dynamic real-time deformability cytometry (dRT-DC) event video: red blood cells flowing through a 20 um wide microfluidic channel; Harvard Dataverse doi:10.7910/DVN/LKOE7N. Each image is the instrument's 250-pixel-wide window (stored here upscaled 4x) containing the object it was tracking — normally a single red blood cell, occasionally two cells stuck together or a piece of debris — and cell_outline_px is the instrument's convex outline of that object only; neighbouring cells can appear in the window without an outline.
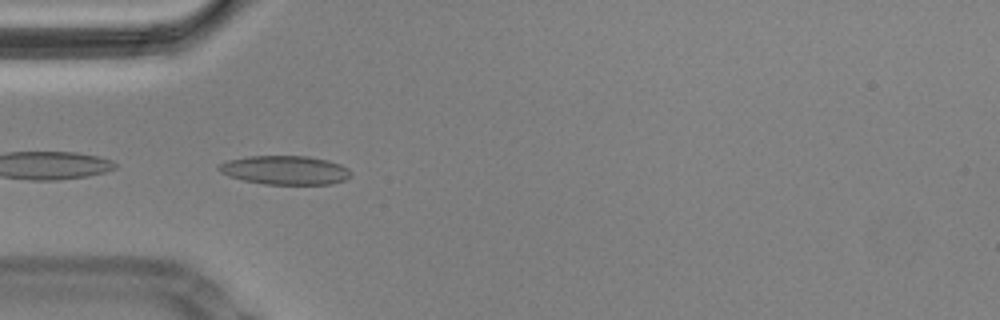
{"species": "Egyptian fruit bat (a non-hibernating species)", "species_latin": "Rousettus aegyptiacus", "temperature_condition": "cold", "stored_images_in_passage": 14, "camera_frame_rate_fps": 3000, "um_per_image_px": 0.085, "animal": {"sex": "male"}, "frame": {"image": 1, "passage_image": 1, "time_ms": 0.0, "image_size_px": [1000, 320], "cell_outline_px": [[352, 176], [344, 180], [332, 184], [264, 184], [244, 180], [228, 176], [220, 172], [216, 168], [216, 164], [228, 160], [248, 156], [308, 156], [328, 160], [340, 164], [348, 168], [352, 172]], "centroid_in_image_um": [24.22, 14.46], "position_along_channel_um": 60.8, "area_um2": 22.43}}